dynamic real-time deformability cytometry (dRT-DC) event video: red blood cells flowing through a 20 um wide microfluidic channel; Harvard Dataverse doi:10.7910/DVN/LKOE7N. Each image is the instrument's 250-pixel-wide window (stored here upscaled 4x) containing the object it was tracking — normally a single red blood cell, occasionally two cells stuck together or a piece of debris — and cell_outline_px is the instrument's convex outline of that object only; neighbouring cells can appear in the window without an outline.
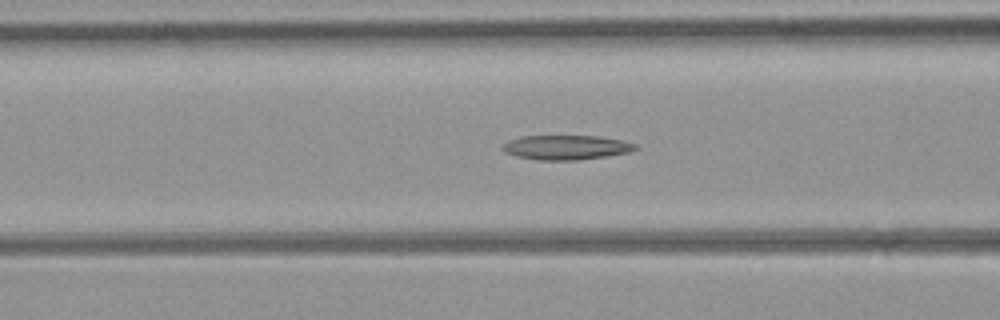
{"species": "common noctule bat (a hibernating species)", "species_latin": "Nyctalus noctula", "temperature_condition": "room temperature", "stored_images_in_passage": 54, "camera_frame_rate_fps": 3000, "um_per_image_px": 0.085, "animal": {"sex": "female", "body_mass_g": 21.9}, "frame": {"image": 1, "passage_image": 21, "time_ms": 6.667, "image_size_px": [1000, 320], "cell_outline_px": [[640, 148], [628, 152], [608, 156], [576, 160], [540, 160], [516, 156], [504, 152], [500, 148], [508, 140], [520, 136], [600, 136], [624, 140], [636, 144]], "centroid_in_image_um": [48.14, 12.52], "position_along_channel_um": 118.5, "area_um2": 19.13}}
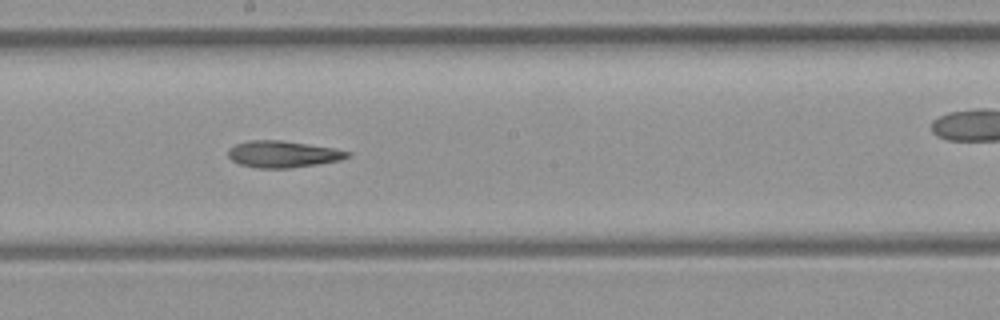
{"frame": {"image": 2, "passage_image": 29, "time_ms": 9.333, "image_size_px": [1000, 320], "cell_outline_px": [[352, 156], [340, 160], [316, 164], [288, 168], [256, 168], [240, 164], [232, 160], [228, 156], [228, 148], [236, 144], [248, 140], [280, 140], [308, 144], [332, 148], [352, 152]], "centroid_in_image_um": [24.04, 13.1], "position_along_channel_um": 224.2, "area_um2": 18.5}}
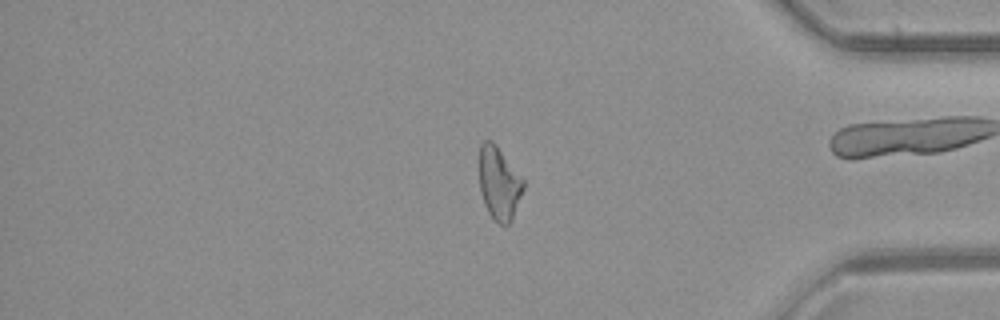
{"frame": {"image": 3, "passage_image": 44, "time_ms": 14.333, "image_size_px": [1000, 320], "cell_outline_px": [[524, 188], [512, 220], [508, 224], [500, 224], [492, 220], [484, 204], [480, 192], [480, 144], [484, 140], [492, 140], [496, 144], [524, 180]], "centroid_in_image_um": [42.42, 15.59], "position_along_channel_um": 392.8, "area_um2": 18.79}, "authors_computed_cell_mechanics": {"area_um2": 19.8254, "velocity_mm_per_s": 3.9523, "shape_relaxation_time_tau1_ms": null, "shape_relaxation_time_tau2_ms": 6.6972, "deformation_change_tau1": null, "deformation_change_tau2": 0.157}}